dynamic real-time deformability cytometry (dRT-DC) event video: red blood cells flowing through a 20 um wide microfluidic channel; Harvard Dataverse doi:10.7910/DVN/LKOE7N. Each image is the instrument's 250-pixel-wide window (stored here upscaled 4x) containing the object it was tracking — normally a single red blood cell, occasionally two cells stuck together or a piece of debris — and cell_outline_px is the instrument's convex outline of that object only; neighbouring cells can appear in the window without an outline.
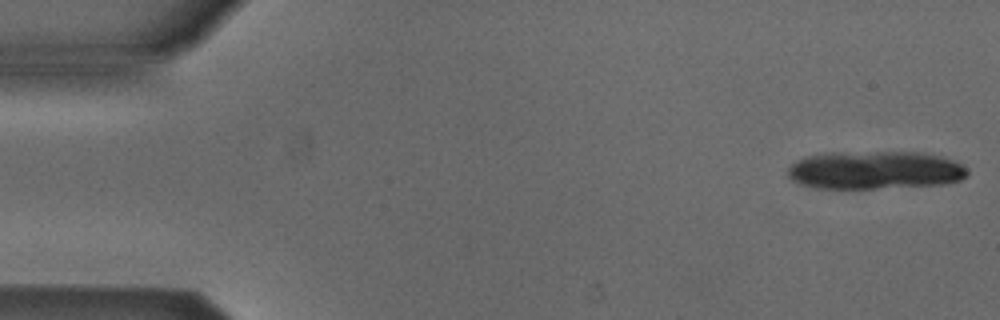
{"species": "Egyptian fruit bat (a non-hibernating species)", "species_latin": "Rousettus aegyptiacus", "temperature_condition": "cold", "stored_images_in_passage": 12, "camera_frame_rate_fps": 3000, "um_per_image_px": 0.085, "animal": {"sex": "male"}, "frame": {"image": 1, "passage_image": 1, "time_ms": 0.0, "image_size_px": [1000, 320], "cell_outline_px": [[968, 176], [960, 180], [948, 184], [876, 188], [816, 188], [800, 184], [792, 180], [788, 176], [788, 168], [796, 160], [804, 156], [824, 152], [924, 152], [944, 156], [956, 160], [964, 164], [968, 168]], "centroid_in_image_um": [74.42, 14.44], "position_along_channel_um": 10.6, "area_um2": 40.69}}